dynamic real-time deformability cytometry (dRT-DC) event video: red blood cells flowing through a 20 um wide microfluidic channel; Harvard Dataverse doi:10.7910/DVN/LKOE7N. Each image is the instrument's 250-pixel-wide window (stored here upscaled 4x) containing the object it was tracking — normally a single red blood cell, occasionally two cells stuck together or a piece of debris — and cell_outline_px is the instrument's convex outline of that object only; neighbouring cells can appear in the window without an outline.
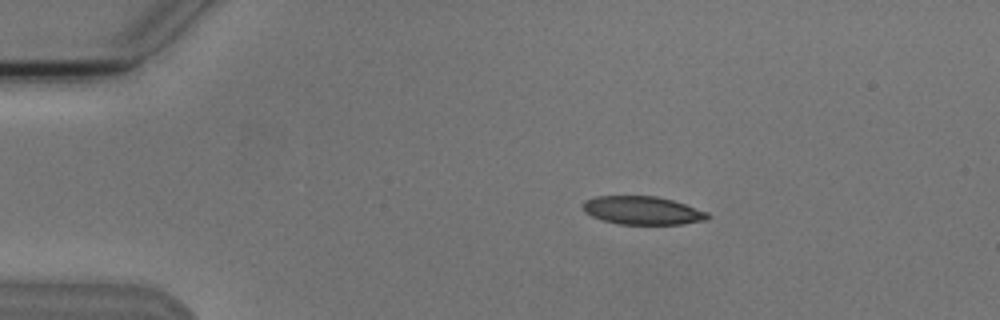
{"species": "Egyptian fruit bat (a non-hibernating species)", "species_latin": "Rousettus aegyptiacus", "temperature_condition": "cold", "stored_images_in_passage": 2, "camera_frame_rate_fps": 3000, "um_per_image_px": 0.085, "animal": {"sex": "male"}, "frame": {"image": 1, "passage_image": 1, "time_ms": 0.0, "image_size_px": [1000, 320], "cell_outline_px": [[712, 216], [708, 220], [680, 224], [620, 224], [600, 220], [584, 212], [580, 208], [580, 204], [584, 200], [596, 196], [656, 196], [672, 200], [708, 212]], "centroid_in_image_um": [54.56, 17.89], "position_along_channel_um": 30.4, "area_um2": 20.81}}